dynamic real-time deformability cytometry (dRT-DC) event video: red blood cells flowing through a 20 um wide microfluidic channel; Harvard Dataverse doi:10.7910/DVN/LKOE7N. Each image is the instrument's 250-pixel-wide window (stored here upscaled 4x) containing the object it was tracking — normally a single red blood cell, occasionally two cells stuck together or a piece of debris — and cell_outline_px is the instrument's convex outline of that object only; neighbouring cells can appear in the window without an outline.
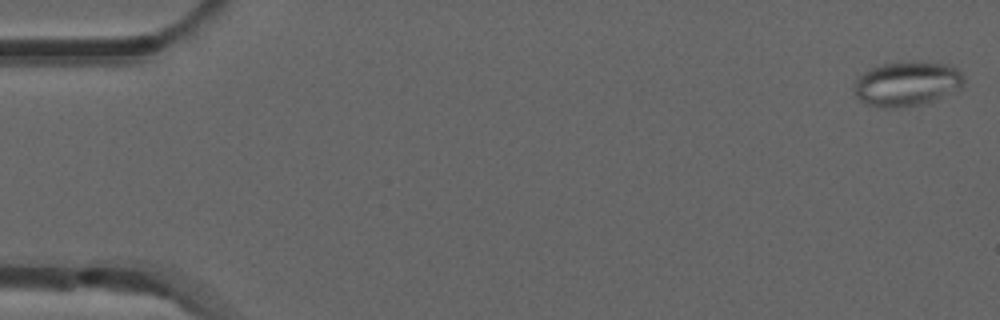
{"species": "common noctule bat (a hibernating species)", "species_latin": "Nyctalus noctula", "temperature_condition": "room temperature", "stored_images_in_passage": 30, "camera_frame_rate_fps": 3000, "um_per_image_px": 0.085, "animal": {"sex": "male", "forearm_length_mm": 52.5}, "frame": {"image": 1, "passage_image": 1, "time_ms": 0.0, "image_size_px": [1000, 320], "cell_outline_px": [[964, 84], [956, 92], [920, 104], [900, 108], [884, 108], [868, 104], [860, 100], [856, 96], [856, 76], [880, 64], [916, 60], [948, 64], [956, 68], [964, 76]], "centroid_in_image_um": [77.12, 7.1], "position_along_channel_um": 7.9, "area_um2": 28.78}}
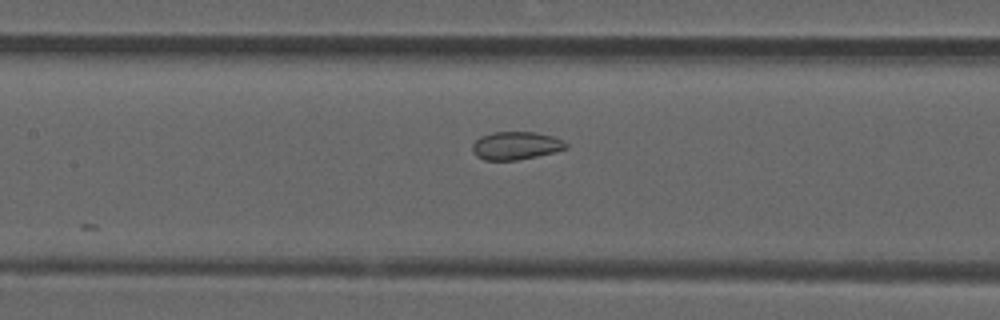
{"frame": {"image": 2, "passage_image": 24, "time_ms": 7.667, "image_size_px": [1000, 320], "cell_outline_px": [[568, 148], [536, 156], [516, 160], [484, 160], [476, 156], [472, 152], [472, 144], [480, 136], [492, 132], [536, 132], [552, 136], [568, 144]], "centroid_in_image_um": [43.8, 12.37], "position_along_channel_um": 163.6, "area_um2": 15.2}}
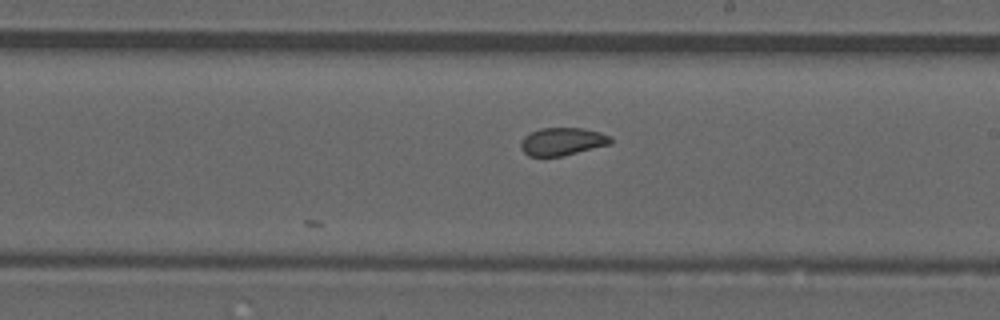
{"frame": {"image": 3, "passage_image": 30, "time_ms": 9.667, "image_size_px": [1000, 320], "cell_outline_px": [[612, 144], [560, 156], [528, 156], [520, 148], [520, 144], [524, 136], [540, 128], [584, 128], [600, 132], [612, 136]], "centroid_in_image_um": [47.82, 12.02], "position_along_channel_um": 241.2, "area_um2": 14.57}}